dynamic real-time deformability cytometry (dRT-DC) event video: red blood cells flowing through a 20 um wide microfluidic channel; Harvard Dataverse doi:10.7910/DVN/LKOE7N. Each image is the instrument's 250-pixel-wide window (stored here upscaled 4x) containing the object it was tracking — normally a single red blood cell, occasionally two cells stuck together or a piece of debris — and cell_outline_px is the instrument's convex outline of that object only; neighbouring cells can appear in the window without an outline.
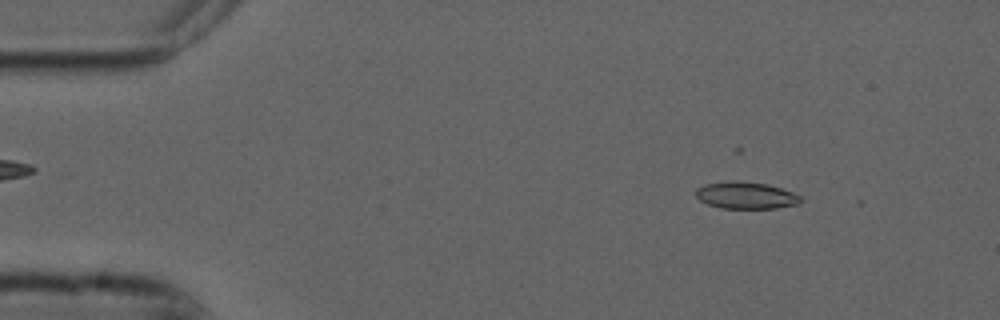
{"species": "common noctule bat (a hibernating species)", "species_latin": "Nyctalus noctula", "temperature_condition": "cold", "stored_images_in_passage": 10, "camera_frame_rate_fps": 3000, "um_per_image_px": 0.085, "animal": {"sex": "male", "forearm_length_mm": 52.5}, "frame": {"image": 1, "passage_image": 6, "time_ms": 1.667, "image_size_px": [1000, 320], "cell_outline_px": [[804, 200], [800, 204], [776, 208], [720, 208], [708, 204], [700, 200], [696, 196], [696, 188], [704, 184], [728, 180], [740, 180], [768, 184], [792, 192], [800, 196]], "centroid_in_image_um": [63.41, 16.59], "position_along_channel_um": 21.6, "area_um2": 16.7}}